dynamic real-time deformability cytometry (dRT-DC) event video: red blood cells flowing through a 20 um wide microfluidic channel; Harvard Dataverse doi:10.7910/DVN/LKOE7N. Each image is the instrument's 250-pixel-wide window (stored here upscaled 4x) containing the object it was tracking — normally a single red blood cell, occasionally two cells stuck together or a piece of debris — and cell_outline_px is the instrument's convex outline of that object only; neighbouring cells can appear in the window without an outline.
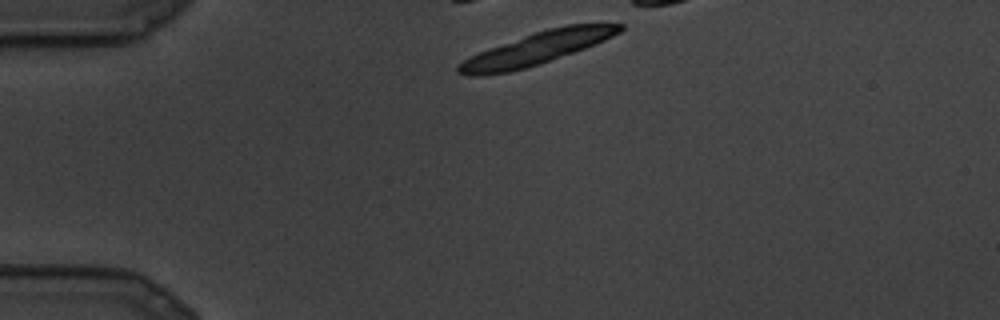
{"species": "common noctule bat (a hibernating species)", "species_latin": "Nyctalus noctula", "temperature_condition": "cold", "stored_images_in_passage": 6, "camera_frame_rate_fps": 3000, "um_per_image_px": 0.085, "animal": {"sex": "male", "body_mass_g": 19.5, "forearm_length_mm": 54.6}, "frame": {"image": 1, "passage_image": 1, "time_ms": 0.0, "image_size_px": [1000, 320], "cell_outline_px": [[624, 28], [620, 32], [604, 40], [584, 48], [528, 68], [508, 72], [480, 76], [468, 76], [456, 72], [456, 68], [464, 60], [488, 48], [548, 28], [568, 24], [624, 24]], "centroid_in_image_um": [45.6, 4.13], "position_along_channel_um": 39.4, "area_um2": 29.94}}